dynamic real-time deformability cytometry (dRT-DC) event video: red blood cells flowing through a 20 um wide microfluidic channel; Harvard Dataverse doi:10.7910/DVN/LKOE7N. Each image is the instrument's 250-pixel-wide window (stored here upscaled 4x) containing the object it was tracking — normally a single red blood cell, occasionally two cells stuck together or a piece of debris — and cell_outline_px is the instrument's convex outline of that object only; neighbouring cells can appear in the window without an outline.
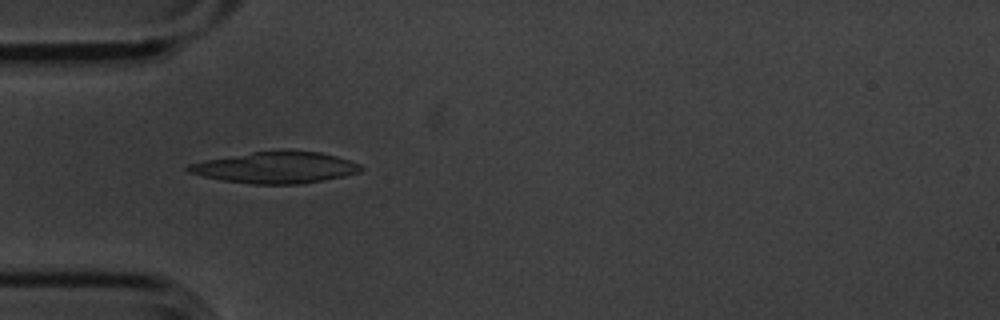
{"species": "common noctule bat (a hibernating species)", "species_latin": "Nyctalus noctula", "temperature_condition": "cold", "stored_images_in_passage": 52, "camera_frame_rate_fps": 3000, "um_per_image_px": 0.085, "animal": {"sex": "male", "body_mass_g": 20.1, "forearm_length_mm": 53.5}, "frame": {"image": 1, "passage_image": 14, "time_ms": 4.333, "image_size_px": [1000, 320], "cell_outline_px": [[364, 168], [360, 172], [344, 176], [300, 184], [252, 184], [224, 180], [204, 176], [188, 172], [184, 168], [188, 164], [204, 160], [252, 152], [320, 152], [336, 156], [360, 164]], "centroid_in_image_um": [23.42, 14.26], "position_along_channel_um": 61.6, "area_um2": 30.98}}
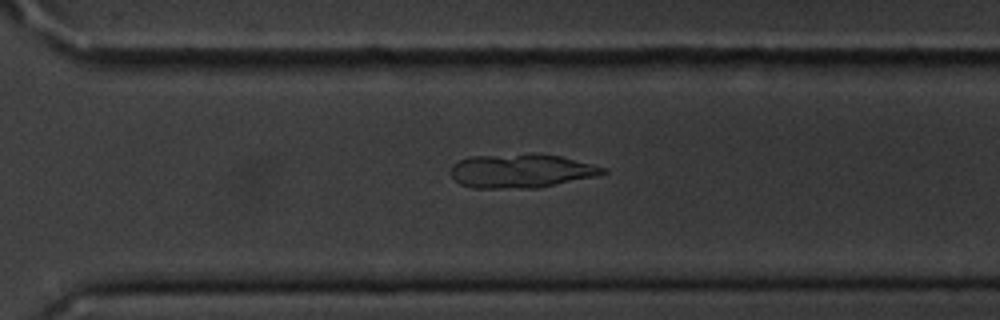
{"frame": {"image": 2, "passage_image": 36, "time_ms": 11.667, "image_size_px": [1000, 320], "cell_outline_px": [[608, 172], [596, 176], [540, 188], [472, 188], [460, 184], [452, 176], [452, 164], [460, 160], [472, 156], [532, 152], [560, 156], [608, 168]], "centroid_in_image_um": [44.33, 14.51], "position_along_channel_um": 326.3, "area_um2": 30.46}}
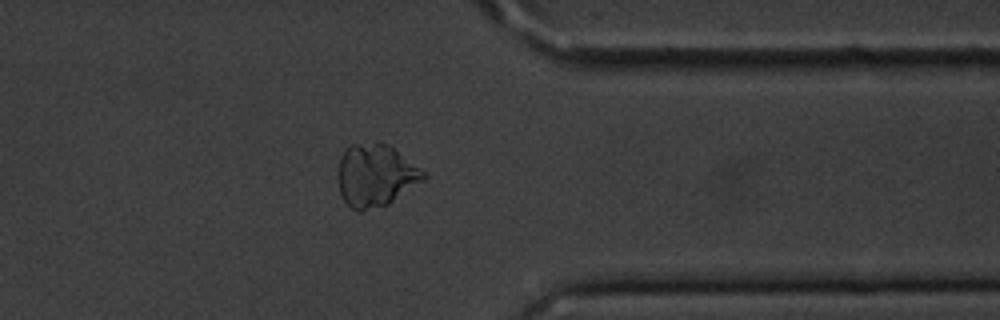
{"frame": {"image": 3, "passage_image": 41, "time_ms": 13.333, "image_size_px": [1000, 320], "cell_outline_px": [[428, 176], [424, 180], [388, 204], [360, 212], [356, 212], [344, 200], [340, 192], [336, 176], [340, 160], [344, 152], [352, 144], [388, 144], [420, 168]], "centroid_in_image_um": [31.91, 14.94], "position_along_channel_um": 379.5, "area_um2": 30.75}}